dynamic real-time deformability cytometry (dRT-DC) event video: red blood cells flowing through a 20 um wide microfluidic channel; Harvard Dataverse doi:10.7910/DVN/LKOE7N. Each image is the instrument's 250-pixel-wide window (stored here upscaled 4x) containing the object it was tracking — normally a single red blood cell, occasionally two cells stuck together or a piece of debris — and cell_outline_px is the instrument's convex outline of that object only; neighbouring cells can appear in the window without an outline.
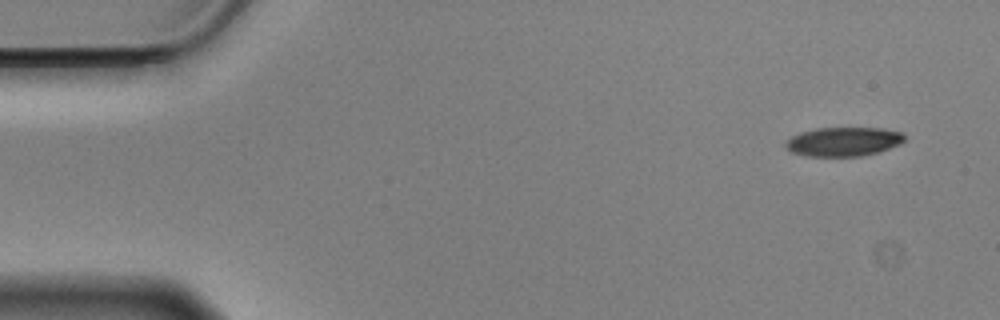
{"species": "Egyptian fruit bat (a non-hibernating species)", "species_latin": "Rousettus aegyptiacus", "temperature_condition": "cold", "stored_images_in_passage": 54, "camera_frame_rate_fps": 3000, "um_per_image_px": 0.085, "animal": {"sex": "male"}, "frame": {"image": 1, "passage_image": 1, "time_ms": 0.0, "image_size_px": [1000, 320], "cell_outline_px": [[904, 140], [900, 144], [876, 152], [860, 156], [804, 156], [792, 152], [784, 144], [792, 136], [800, 132], [816, 128], [884, 128], [904, 132]], "centroid_in_image_um": [71.7, 12.03], "position_along_channel_um": 13.3, "area_um2": 20.06}}
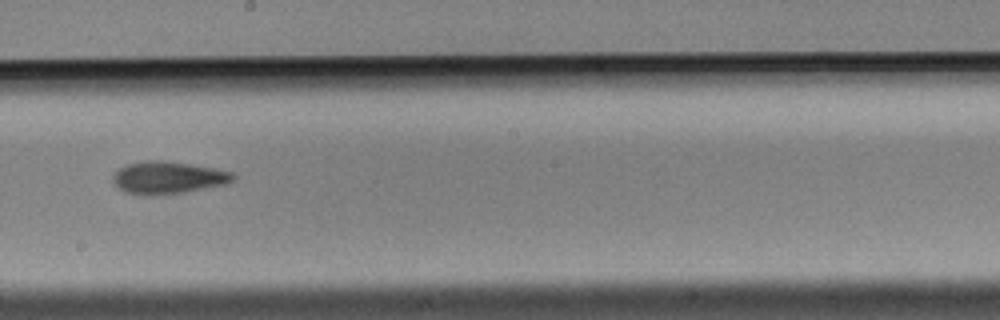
{"frame": {"image": 2, "passage_image": 29, "time_ms": 9.333, "image_size_px": [1000, 320], "cell_outline_px": [[236, 176], [232, 180], [224, 184], [184, 192], [156, 196], [148, 196], [124, 192], [112, 180], [112, 176], [120, 168], [128, 164], [148, 160], [164, 160], [212, 168], [232, 172]], "centroid_in_image_um": [14.24, 15.11], "position_along_channel_um": 234.0, "area_um2": 22.43}}
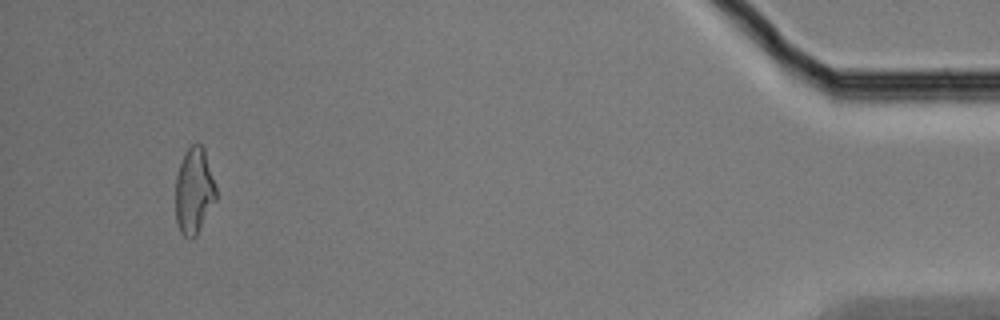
{"frame": {"image": 3, "passage_image": 51, "time_ms": 16.667, "image_size_px": [1000, 320], "cell_outline_px": [[216, 200], [196, 236], [192, 240], [188, 240], [180, 232], [176, 220], [176, 176], [184, 152], [192, 144], [200, 144], [204, 148], [216, 188]], "centroid_in_image_um": [16.49, 16.26], "position_along_channel_um": 418.7, "area_um2": 20.35}, "authors_computed_cell_mechanics": {"area_um2": 21.5594, "velocity_mm_per_s": 3.5253, "shape_relaxation_time_tau1_ms": 5.6476, "shape_relaxation_time_tau2_ms": 4.5042, "deformation_change_tau1": 0.139, "deformation_change_tau2": 0.1312}}